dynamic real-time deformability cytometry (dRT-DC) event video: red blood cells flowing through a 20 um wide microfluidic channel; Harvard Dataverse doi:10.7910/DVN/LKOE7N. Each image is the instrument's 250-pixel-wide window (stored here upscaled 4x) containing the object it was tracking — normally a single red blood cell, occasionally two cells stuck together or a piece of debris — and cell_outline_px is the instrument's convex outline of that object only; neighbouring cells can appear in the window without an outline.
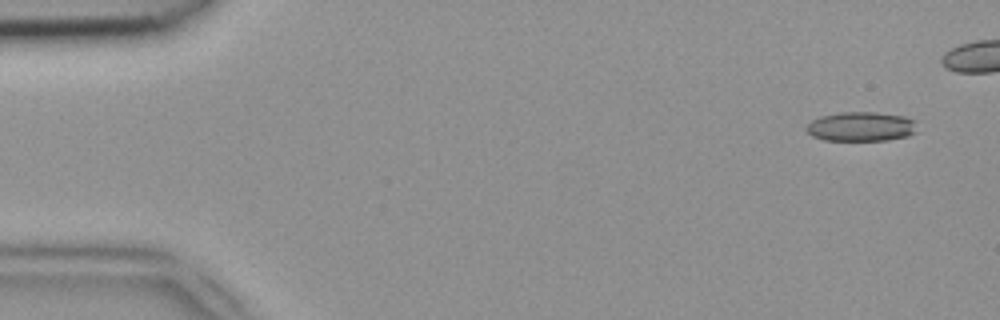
{"species": "common noctule bat (a hibernating species)", "species_latin": "Nyctalus noctula", "temperature_condition": "room temperature", "stored_images_in_passage": 41, "camera_frame_rate_fps": 3000, "um_per_image_px": 0.085, "animal": {"sex": "female", "body_mass_g": 18.4}, "frame": {"image": 1, "passage_image": 3, "time_ms": 0.667, "image_size_px": [1000, 320], "cell_outline_px": [[916, 132], [908, 136], [888, 140], [824, 140], [812, 136], [804, 128], [812, 120], [820, 116], [840, 112], [876, 112], [904, 116], [916, 120]], "centroid_in_image_um": [73.2, 10.75], "position_along_channel_um": 11.8, "area_um2": 19.13}}
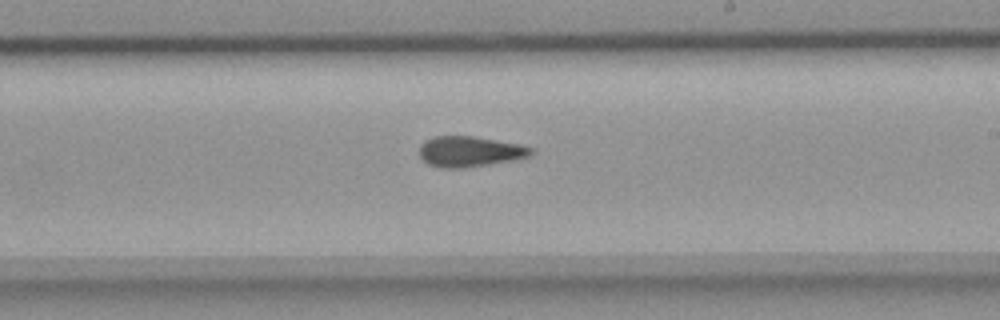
{"frame": {"image": 2, "passage_image": 29, "time_ms": 9.333, "image_size_px": [1000, 320], "cell_outline_px": [[536, 152], [528, 156], [512, 160], [464, 168], [440, 168], [428, 164], [420, 156], [420, 144], [424, 140], [432, 136], [472, 136], [520, 144], [532, 148]], "centroid_in_image_um": [39.9, 12.87], "position_along_channel_um": 249.1, "area_um2": 19.88}}
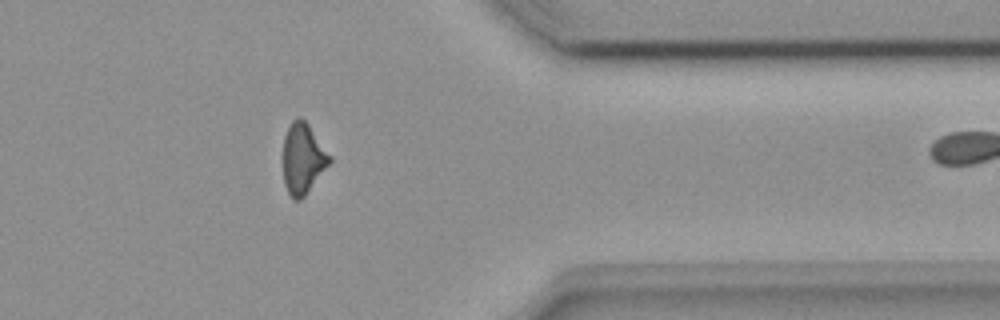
{"frame": {"image": 3, "passage_image": 40, "time_ms": 13.0, "image_size_px": [1000, 320], "cell_outline_px": [[332, 160], [304, 196], [300, 200], [292, 200], [284, 184], [284, 136], [292, 120], [300, 116], [308, 124], [332, 156]], "centroid_in_image_um": [25.75, 13.47], "position_along_channel_um": 385.6, "area_um2": 18.96}}